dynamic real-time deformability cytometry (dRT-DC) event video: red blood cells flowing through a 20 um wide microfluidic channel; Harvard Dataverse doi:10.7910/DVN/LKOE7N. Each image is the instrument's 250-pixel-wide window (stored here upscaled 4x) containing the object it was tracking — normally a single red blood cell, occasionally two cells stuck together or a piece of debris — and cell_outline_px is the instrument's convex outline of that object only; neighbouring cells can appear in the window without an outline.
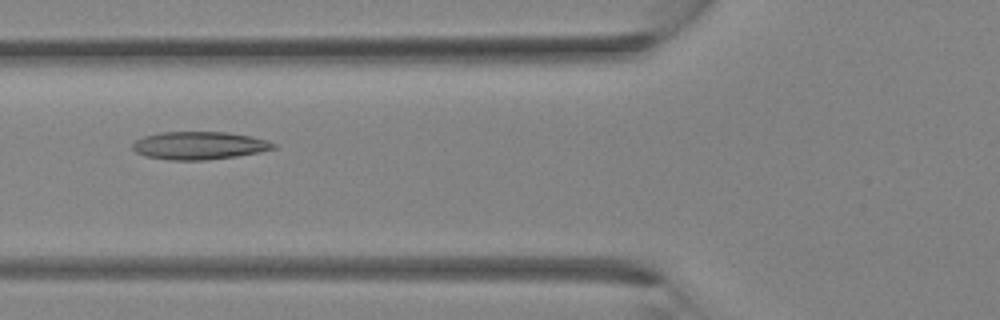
{"species": "Egyptian fruit bat (a non-hibernating species)", "species_latin": "Rousettus aegyptiacus", "temperature_condition": "room temperature", "stored_images_in_passage": 35, "segment_of_instrument_passage": [1, 2], "camera_frame_rate_fps": 3000, "um_per_image_px": 0.085, "animal": {"sex": "female"}, "frame": {"image": 1, "passage_image": 13, "time_ms": 4.0, "image_size_px": [1000, 320], "cell_outline_px": [[276, 148], [260, 152], [236, 156], [208, 160], [168, 160], [144, 156], [136, 152], [132, 148], [132, 144], [136, 140], [144, 136], [160, 132], [228, 132], [252, 136], [268, 140], [276, 144]], "centroid_in_image_um": [16.94, 12.37], "position_along_channel_um": 108.9, "area_um2": 23.06}}
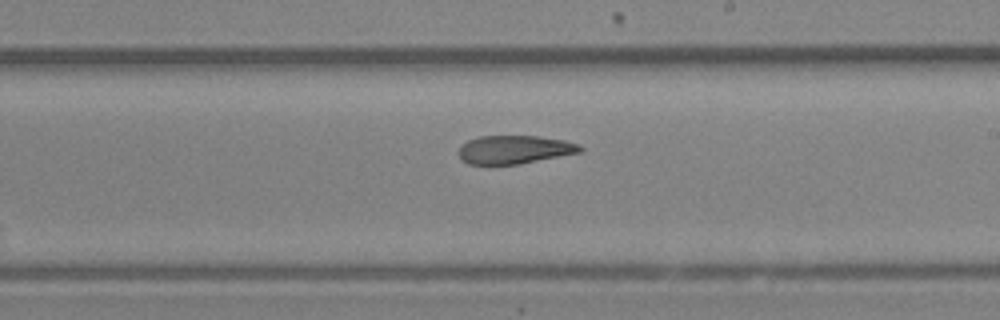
{"frame": {"image": 2, "passage_image": 20, "time_ms": 6.333, "image_size_px": [1000, 320], "cell_outline_px": [[584, 148], [580, 152], [520, 164], [468, 164], [456, 152], [468, 140], [480, 136], [536, 136], [564, 140], [580, 144]], "centroid_in_image_um": [43.74, 12.71], "position_along_channel_um": 245.3, "area_um2": 19.94}}
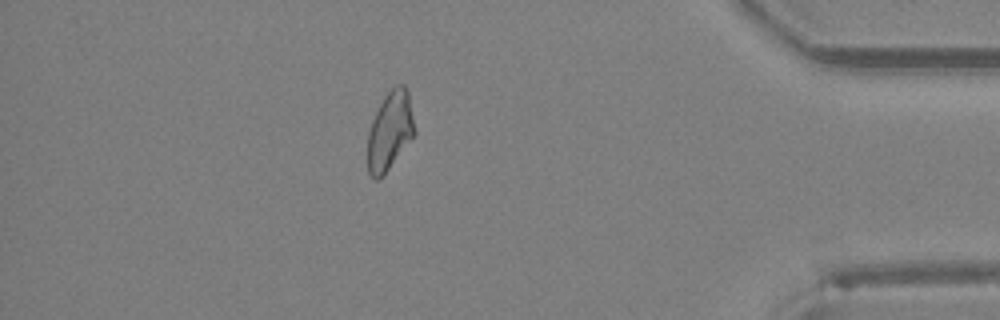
{"frame": {"image": 3, "passage_image": 30, "time_ms": 9.667, "image_size_px": [1000, 320], "cell_outline_px": [[416, 132], [388, 168], [376, 180], [368, 172], [368, 132], [372, 120], [384, 96], [396, 84], [404, 84], [408, 92]], "centroid_in_image_um": [33.14, 11.07], "position_along_channel_um": 402.1, "area_um2": 20.92}}